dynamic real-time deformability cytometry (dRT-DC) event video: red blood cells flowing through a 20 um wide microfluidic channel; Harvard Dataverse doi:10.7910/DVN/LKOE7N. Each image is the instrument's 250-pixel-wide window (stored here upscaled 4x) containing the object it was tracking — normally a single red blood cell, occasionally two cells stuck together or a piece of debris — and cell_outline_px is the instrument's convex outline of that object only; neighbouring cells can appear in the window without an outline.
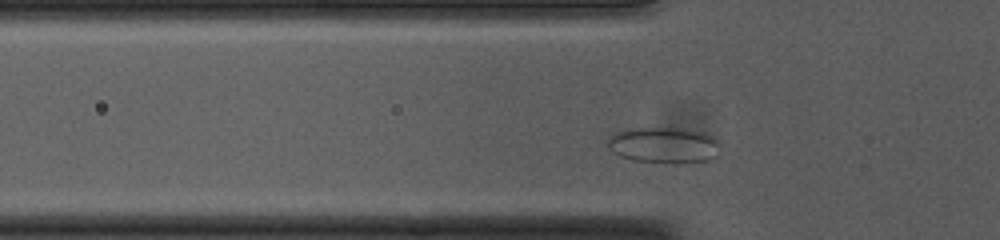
{"species": "common noctule bat (a hibernating species)", "species_latin": "Nyctalus noctula", "temperature_condition": "cold", "stored_images_in_passage": 45, "camera_frame_rate_fps": 3000, "um_per_image_px": 0.085, "animal": {"sex": "female", "body_mass_g": 23.0, "forearm_length_mm": 53.4}, "frame": {"image": 1, "passage_image": 11, "time_ms": 3.333, "image_size_px": [1000, 240], "cell_outline_px": [[720, 156], [716, 160], [632, 160], [620, 156], [612, 152], [608, 148], [608, 140], [616, 132], [624, 128], [688, 128], [704, 132], [712, 136], [720, 144]], "centroid_in_image_um": [56.46, 12.28], "position_along_channel_um": 69.3, "area_um2": 23.18}}
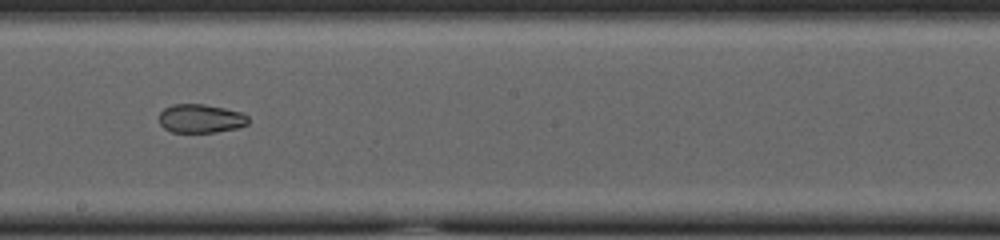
{"frame": {"image": 2, "passage_image": 24, "time_ms": 7.667, "image_size_px": [1000, 240], "cell_outline_px": [[248, 124], [236, 128], [216, 132], [172, 132], [164, 128], [160, 124], [160, 112], [164, 108], [172, 104], [204, 104], [244, 112], [248, 116]], "centroid_in_image_um": [17.07, 10.07], "position_along_channel_um": 231.1, "area_um2": 14.97}}
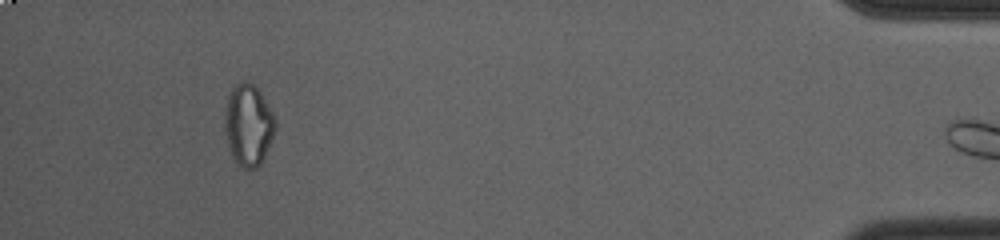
{"frame": {"image": 3, "passage_image": 44, "time_ms": 14.333, "image_size_px": [1000, 240], "cell_outline_px": [[276, 128], [264, 156], [260, 164], [256, 168], [244, 168], [232, 156], [228, 144], [224, 128], [224, 116], [228, 96], [232, 88], [240, 80], [248, 80], [260, 92], [272, 112], [276, 120]], "centroid_in_image_um": [21.1, 10.58], "position_along_channel_um": 414.1, "area_um2": 23.76}, "authors_computed_cell_mechanics": {"area_um2": 21.386, "velocity_mm_per_s": 3.7634, "shape_relaxation_time_tau1_ms": null, "shape_relaxation_time_tau2_ms": 2.9796, "deformation_change_tau1": null, "deformation_change_tau2": 0.0642}}